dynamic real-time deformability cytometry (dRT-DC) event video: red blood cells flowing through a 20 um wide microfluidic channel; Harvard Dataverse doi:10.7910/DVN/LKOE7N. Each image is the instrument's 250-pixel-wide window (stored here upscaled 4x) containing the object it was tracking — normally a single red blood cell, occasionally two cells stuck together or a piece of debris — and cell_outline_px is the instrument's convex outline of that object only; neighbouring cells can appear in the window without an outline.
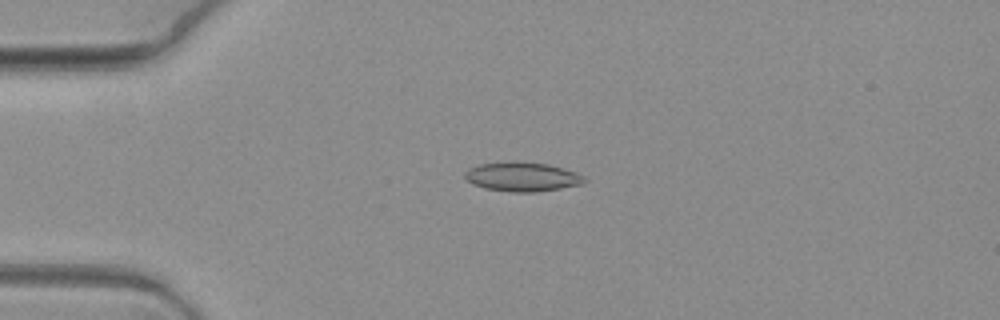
{"species": "common noctule bat (a hibernating species)", "species_latin": "Nyctalus noctula", "temperature_condition": "warm", "stored_images_in_passage": 3, "camera_frame_rate_fps": 3000, "um_per_image_px": 0.085, "animal": {"sex": "female", "body_mass_g": 19.3, "forearm_length_mm": 54.1}, "frame": {"image": 1, "passage_image": 1, "time_ms": 0.0, "image_size_px": [1000, 320], "cell_outline_px": [[588, 180], [580, 184], [560, 188], [536, 192], [512, 192], [484, 188], [472, 184], [464, 176], [464, 172], [468, 168], [480, 164], [548, 164], [576, 172], [584, 176]], "centroid_in_image_um": [44.4, 15.07], "position_along_channel_um": 40.6, "area_um2": 19.54}}